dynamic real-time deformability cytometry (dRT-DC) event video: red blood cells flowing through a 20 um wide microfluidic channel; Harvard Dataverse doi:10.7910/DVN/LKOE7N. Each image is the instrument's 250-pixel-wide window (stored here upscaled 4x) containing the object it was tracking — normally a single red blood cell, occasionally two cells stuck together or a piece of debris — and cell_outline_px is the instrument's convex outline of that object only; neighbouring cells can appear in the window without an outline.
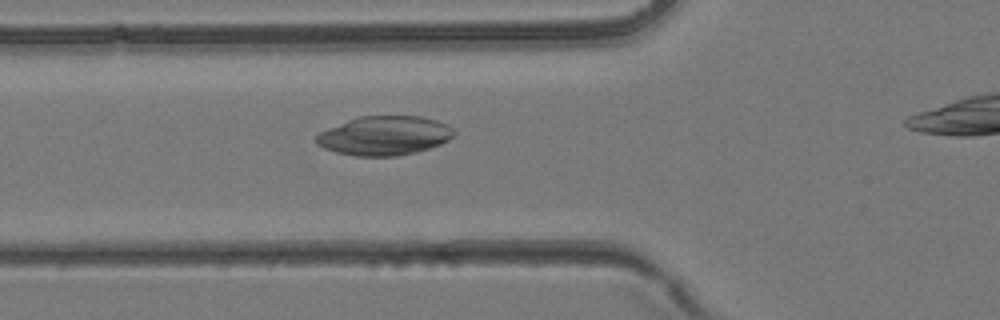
{"species": "common noctule bat (a hibernating species)", "species_latin": "Nyctalus noctula", "temperature_condition": "room temperature", "stored_images_in_passage": 22, "camera_frame_rate_fps": 3000, "um_per_image_px": 0.085, "animal": {"sex": "female", "body_mass_g": 24.6, "forearm_length_mm": 56.2}, "frame": {"image": 1, "passage_image": 2, "time_ms": 0.333, "image_size_px": [1000, 320], "cell_outline_px": [[456, 132], [448, 140], [440, 144], [416, 152], [396, 156], [352, 156], [336, 152], [324, 148], [316, 144], [316, 136], [320, 132], [328, 128], [348, 120], [360, 116], [420, 116], [436, 120], [448, 124]], "centroid_in_image_um": [32.67, 11.53], "position_along_channel_um": 93.1, "area_um2": 31.39}}
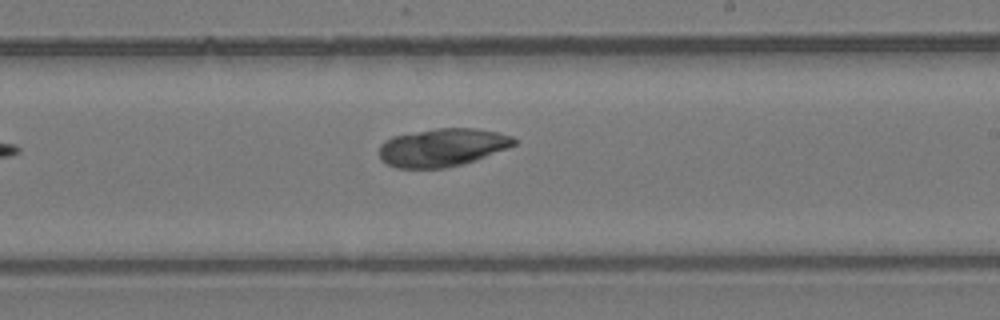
{"frame": {"image": 2, "passage_image": 11, "time_ms": 3.333, "image_size_px": [1000, 320], "cell_outline_px": [[516, 144], [476, 160], [444, 168], [396, 168], [380, 160], [380, 144], [384, 140], [392, 136], [436, 128], [476, 128], [496, 132], [512, 136], [516, 140]], "centroid_in_image_um": [37.56, 12.53], "position_along_channel_um": 251.4, "area_um2": 29.77}}
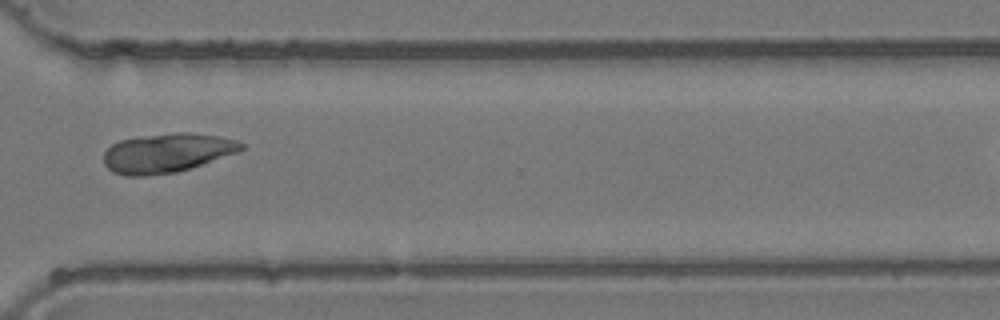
{"frame": {"image": 3, "passage_image": 17, "time_ms": 5.333, "image_size_px": [1000, 320], "cell_outline_px": [[244, 148], [240, 152], [192, 168], [176, 172], [148, 176], [124, 176], [112, 172], [104, 164], [104, 152], [112, 144], [120, 140], [176, 132], [184, 132], [220, 136], [236, 140], [244, 144]], "centroid_in_image_um": [14.22, 13.02], "position_along_channel_um": 356.4, "area_um2": 31.56}}